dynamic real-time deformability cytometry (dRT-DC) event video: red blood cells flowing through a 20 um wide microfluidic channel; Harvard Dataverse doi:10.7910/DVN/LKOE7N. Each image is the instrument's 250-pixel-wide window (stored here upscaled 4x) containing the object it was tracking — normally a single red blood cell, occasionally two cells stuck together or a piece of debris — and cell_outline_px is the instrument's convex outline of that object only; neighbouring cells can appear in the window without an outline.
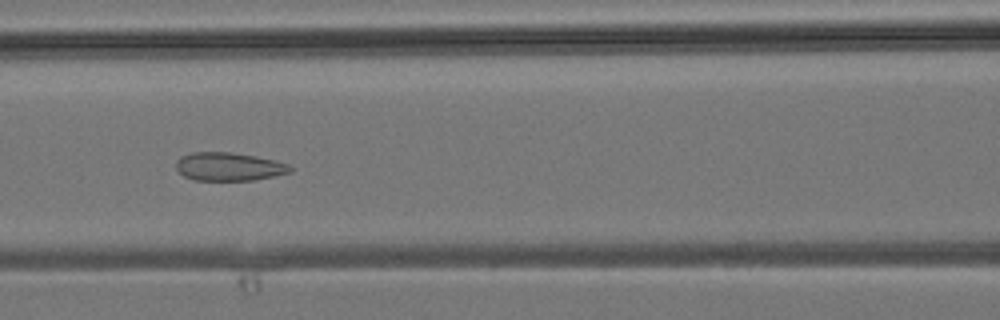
{"species": "common noctule bat (a hibernating species)", "species_latin": "Nyctalus noctula", "temperature_condition": "room temperature", "stored_images_in_passage": 41, "camera_frame_rate_fps": 3000, "um_per_image_px": 0.085, "animal": {"sex": "male", "body_mass_g": 19.2, "forearm_length_mm": 51.8}, "frame": {"image": 1, "passage_image": 18, "time_ms": 5.667, "image_size_px": [1000, 320], "cell_outline_px": [[292, 172], [252, 180], [196, 180], [184, 176], [176, 168], [176, 160], [180, 156], [192, 152], [232, 152], [256, 156], [276, 160], [288, 164], [292, 168]], "centroid_in_image_um": [19.45, 14.15], "position_along_channel_um": 147.2, "area_um2": 18.84}}
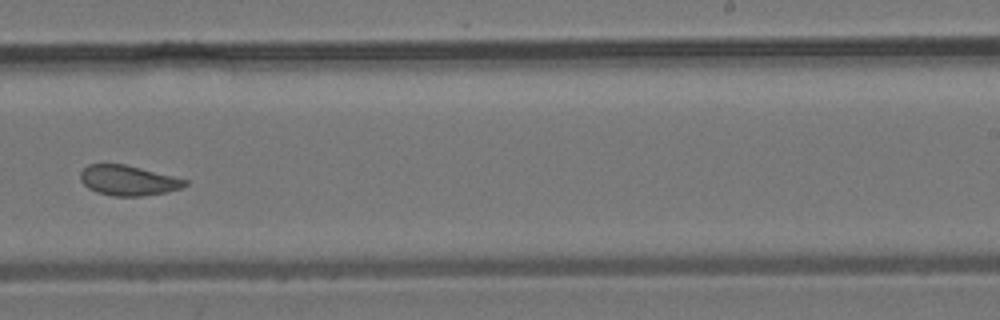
{"frame": {"image": 2, "passage_image": 26, "time_ms": 8.333, "image_size_px": [1000, 320], "cell_outline_px": [[188, 184], [180, 188], [164, 192], [144, 196], [112, 196], [96, 192], [88, 188], [80, 180], [80, 172], [88, 164], [124, 164], [188, 180]], "centroid_in_image_um": [10.86, 15.34], "position_along_channel_um": 278.1, "area_um2": 18.21}}
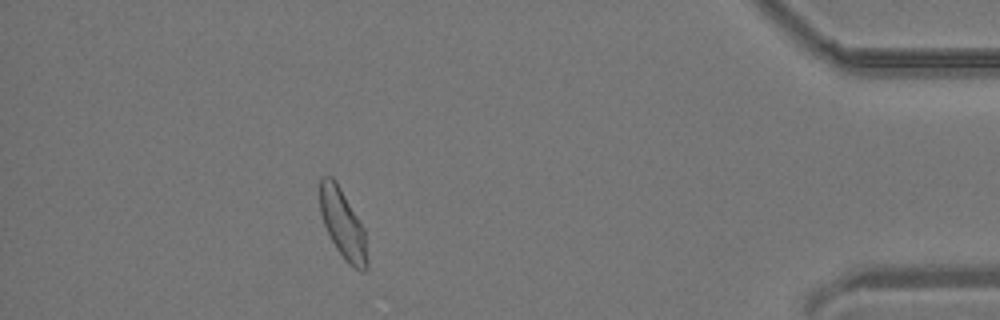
{"frame": {"image": 3, "passage_image": 37, "time_ms": 12.0, "image_size_px": [1000, 320], "cell_outline_px": [[368, 268], [364, 272], [360, 272], [348, 264], [344, 260], [336, 248], [324, 224], [320, 212], [320, 176], [332, 176], [336, 180], [364, 228], [368, 260]], "centroid_in_image_um": [29.15, 19.07], "position_along_channel_um": 406.0, "area_um2": 19.19}}